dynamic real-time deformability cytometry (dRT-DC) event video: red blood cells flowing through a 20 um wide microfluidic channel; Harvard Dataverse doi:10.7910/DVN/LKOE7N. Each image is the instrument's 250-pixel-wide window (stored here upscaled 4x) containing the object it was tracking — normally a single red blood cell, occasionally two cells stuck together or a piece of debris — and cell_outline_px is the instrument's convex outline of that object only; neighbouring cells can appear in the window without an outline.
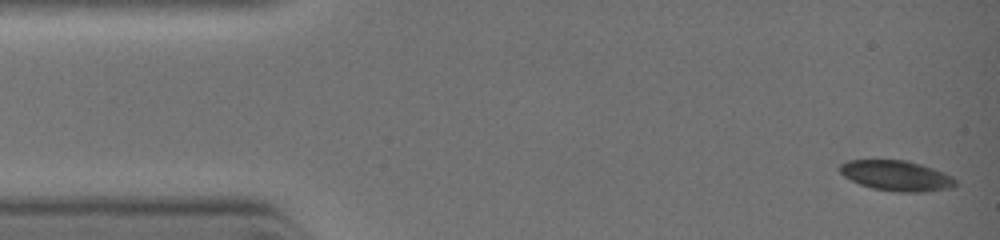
{"species": "common noctule bat (a hibernating species)", "species_latin": "Nyctalus noctula", "temperature_condition": "warm", "stored_images_in_passage": 20, "camera_frame_rate_fps": 3000, "um_per_image_px": 0.085, "animal": {"sex": "female", "body_mass_g": 19.0, "forearm_length_mm": 51.5}, "frame": {"image": 1, "passage_image": 1, "time_ms": 0.0, "image_size_px": [1000, 240], "cell_outline_px": [[956, 184], [952, 188], [924, 192], [896, 192], [872, 188], [860, 184], [844, 176], [840, 172], [840, 164], [848, 160], [908, 160], [944, 172], [952, 176], [956, 180]], "centroid_in_image_um": [76.22, 14.94], "position_along_channel_um": 8.8, "area_um2": 20.46}}
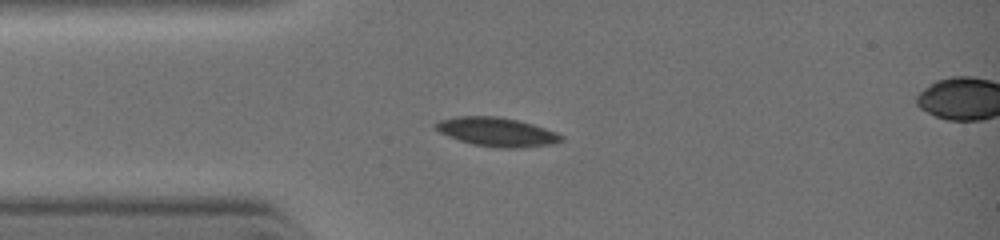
{"frame": {"image": 2, "passage_image": 15, "time_ms": 2.333, "image_size_px": [1000, 240], "cell_outline_px": [[564, 140], [548, 144], [520, 148], [500, 148], [472, 144], [448, 136], [440, 132], [436, 128], [436, 124], [440, 120], [456, 116], [500, 116], [520, 120], [556, 132], [564, 136]], "centroid_in_image_um": [42.25, 11.21], "position_along_channel_um": 42.8, "area_um2": 21.04}}